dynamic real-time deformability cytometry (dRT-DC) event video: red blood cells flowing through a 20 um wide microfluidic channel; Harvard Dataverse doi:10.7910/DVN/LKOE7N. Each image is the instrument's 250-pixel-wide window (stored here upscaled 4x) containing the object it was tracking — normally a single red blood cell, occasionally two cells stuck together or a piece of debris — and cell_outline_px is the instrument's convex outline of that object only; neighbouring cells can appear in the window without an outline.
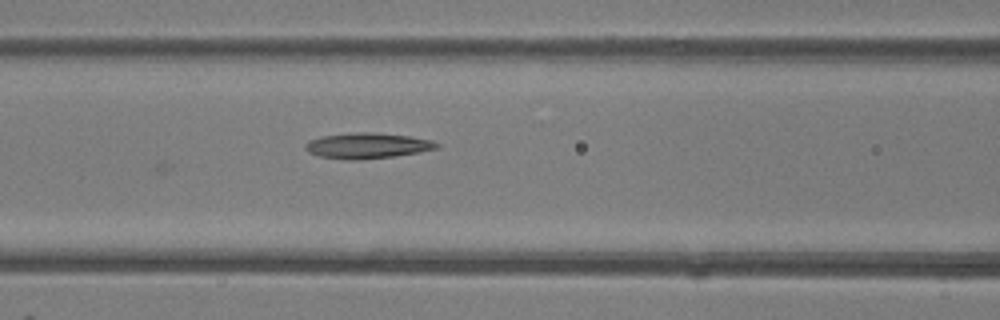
{"species": "common noctule bat (a hibernating species)", "species_latin": "Nyctalus noctula", "temperature_condition": "room temperature", "stored_images_in_passage": 7, "camera_frame_rate_fps": 3000, "um_per_image_px": 0.085, "animal": {"sex": "female"}, "frame": {"image": 1, "passage_image": 7, "time_ms": 2.0, "image_size_px": [1000, 320], "cell_outline_px": [[440, 144], [436, 148], [420, 152], [392, 156], [360, 160], [344, 160], [320, 156], [308, 152], [304, 144], [308, 140], [320, 136], [356, 132], [372, 132], [408, 136], [432, 140]], "centroid_in_image_um": [31.18, 12.38], "position_along_channel_um": 135.4, "area_um2": 19.59}}